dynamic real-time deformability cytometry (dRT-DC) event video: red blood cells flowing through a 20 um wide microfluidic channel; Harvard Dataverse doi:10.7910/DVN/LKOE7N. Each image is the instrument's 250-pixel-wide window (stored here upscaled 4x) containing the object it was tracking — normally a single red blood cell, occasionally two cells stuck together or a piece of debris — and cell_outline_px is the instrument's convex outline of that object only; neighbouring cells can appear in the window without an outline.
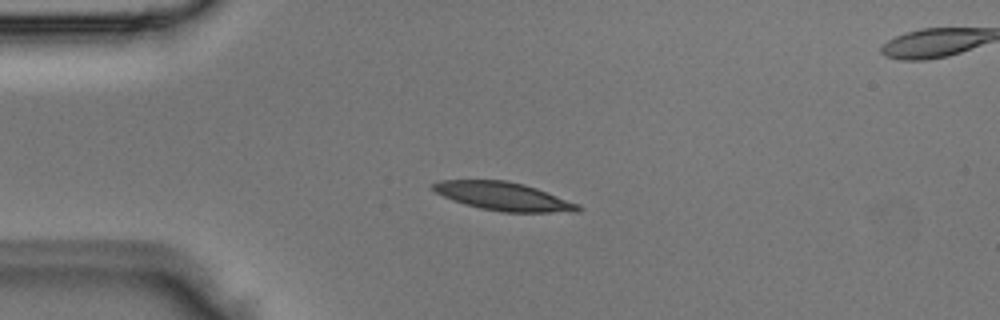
{"species": "Egyptian fruit bat (a non-hibernating species)", "species_latin": "Rousettus aegyptiacus", "temperature_condition": "room temperature", "stored_images_in_passage": 2, "segment_of_instrument_passage": [1, 2], "camera_frame_rate_fps": 3000, "um_per_image_px": 0.085, "animal": {"sex": "male"}, "frame": {"image": 1, "passage_image": 1, "time_ms": 0.0, "image_size_px": [1000, 320], "cell_outline_px": [[584, 208], [580, 212], [500, 212], [480, 208], [464, 204], [452, 200], [436, 192], [428, 184], [440, 180], [504, 180], [524, 184], [536, 188], [580, 204]], "centroid_in_image_um": [42.81, 16.69], "position_along_channel_um": 42.2, "area_um2": 24.1}}